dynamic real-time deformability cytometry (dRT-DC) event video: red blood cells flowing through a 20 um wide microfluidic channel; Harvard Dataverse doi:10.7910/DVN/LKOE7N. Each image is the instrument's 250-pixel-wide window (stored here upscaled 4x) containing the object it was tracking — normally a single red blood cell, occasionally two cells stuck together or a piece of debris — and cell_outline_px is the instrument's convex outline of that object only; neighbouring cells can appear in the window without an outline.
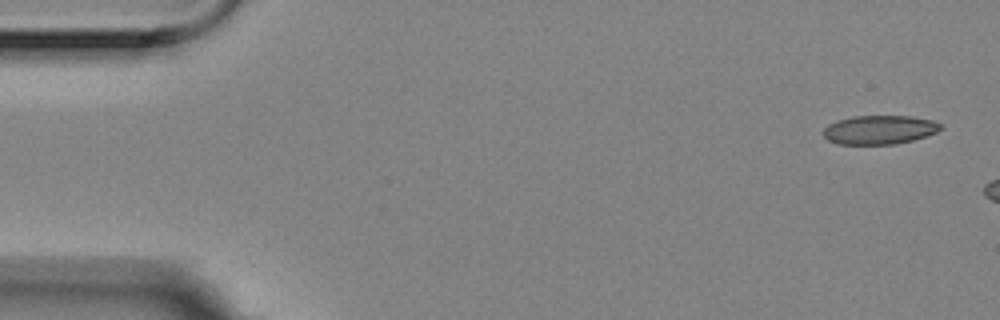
{"species": "Egyptian fruit bat (a non-hibernating species)", "species_latin": "Rousettus aegyptiacus", "temperature_condition": "room temperature", "stored_images_in_passage": 3, "camera_frame_rate_fps": 3000, "um_per_image_px": 0.085, "animal": {"sex": "female"}, "frame": {"image": 1, "passage_image": 1, "time_ms": 0.0, "image_size_px": [1000, 320], "cell_outline_px": [[940, 128], [936, 132], [912, 140], [896, 144], [840, 144], [828, 140], [824, 136], [824, 128], [828, 124], [852, 116], [912, 116], [932, 120], [940, 124]], "centroid_in_image_um": [74.73, 11.03], "position_along_channel_um": 10.3, "area_um2": 19.48}}